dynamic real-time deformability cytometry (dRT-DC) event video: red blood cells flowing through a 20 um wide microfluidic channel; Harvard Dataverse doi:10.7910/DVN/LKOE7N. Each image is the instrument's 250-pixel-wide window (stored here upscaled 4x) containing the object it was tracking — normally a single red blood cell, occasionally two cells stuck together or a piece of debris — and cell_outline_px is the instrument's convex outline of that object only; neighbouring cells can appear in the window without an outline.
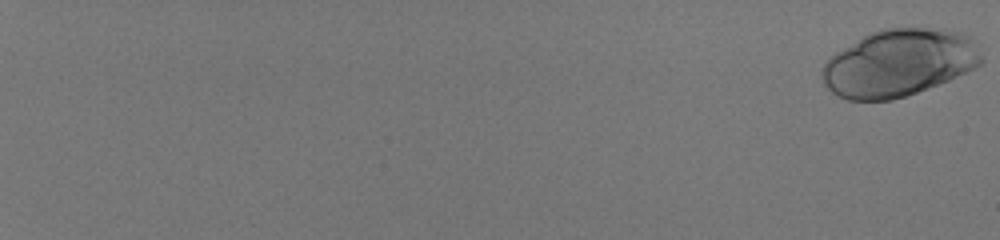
{"species": "human", "species_latin": "Homo sapiens", "temperature_condition": "room temperature", "stored_images_in_passage": 58, "camera_frame_rate_fps": 3000, "um_per_image_px": 0.085, "donor": {"sex": "male"}, "frame": {"image": 1, "passage_image": 1, "time_ms": 0.0, "image_size_px": [1000, 240], "cell_outline_px": [[984, 60], [976, 68], [948, 80], [916, 92], [892, 100], [848, 100], [836, 96], [824, 84], [820, 76], [820, 68], [836, 52], [868, 32], [880, 28], [948, 28], [972, 36], [976, 40]], "centroid_in_image_um": [76.43, 5.32], "position_along_channel_um": 8.6, "area_um2": 63.06}}
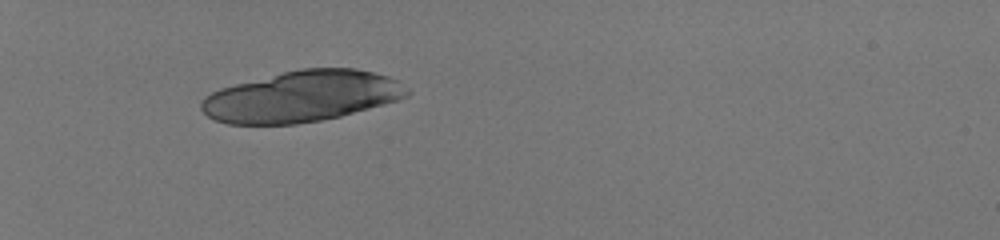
{"frame": {"image": 2, "passage_image": 24, "time_ms": 7.667, "image_size_px": [1000, 240], "cell_outline_px": [[412, 92], [408, 96], [384, 104], [340, 116], [320, 120], [296, 124], [228, 124], [216, 120], [208, 116], [200, 108], [200, 100], [204, 96], [220, 88], [284, 72], [304, 68], [356, 68], [388, 76], [396, 80]], "centroid_in_image_um": [25.64, 8.2], "position_along_channel_um": 59.4, "area_um2": 60.81}}